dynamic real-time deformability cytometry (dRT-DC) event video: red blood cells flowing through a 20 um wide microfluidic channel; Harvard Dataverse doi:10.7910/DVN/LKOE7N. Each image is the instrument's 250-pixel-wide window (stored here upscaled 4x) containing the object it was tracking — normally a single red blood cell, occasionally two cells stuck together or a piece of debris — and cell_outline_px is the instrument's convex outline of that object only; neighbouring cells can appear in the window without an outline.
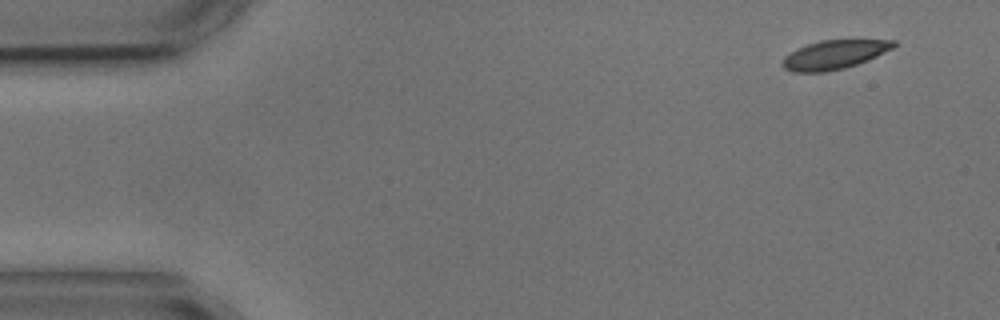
{"species": "common noctule bat (a hibernating species)", "species_latin": "Nyctalus noctula", "temperature_condition": "cold", "stored_images_in_passage": 5, "camera_frame_rate_fps": 3000, "um_per_image_px": 0.085, "animal": {"sex": "male", "body_mass_g": 17.9, "forearm_length_mm": 54.2}, "frame": {"image": 1, "passage_image": 1, "time_ms": 0.0, "image_size_px": [1000, 320], "cell_outline_px": [[896, 44], [892, 48], [868, 60], [844, 68], [824, 72], [792, 72], [784, 68], [780, 64], [784, 56], [796, 48], [820, 40], [852, 36], [896, 40]], "centroid_in_image_um": [70.96, 4.57], "position_along_channel_um": 14.0, "area_um2": 19.77}}
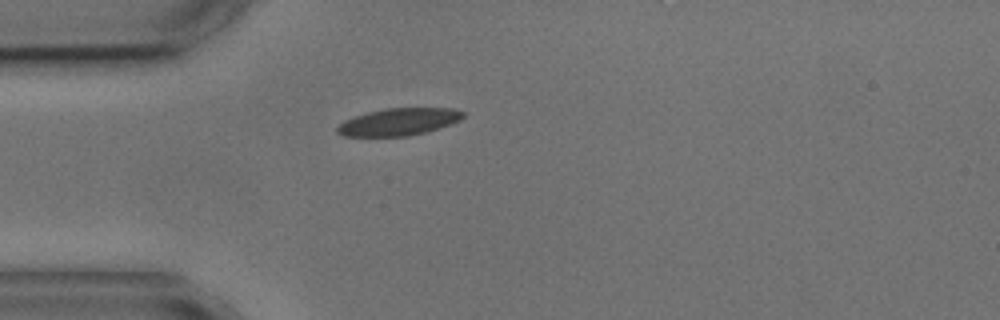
{"frame": {"image": 2, "passage_image": 4, "time_ms": 3.667, "image_size_px": [1000, 320], "cell_outline_px": [[464, 116], [460, 120], [452, 124], [424, 132], [408, 136], [344, 136], [336, 132], [336, 128], [344, 120], [368, 112], [388, 108], [452, 108], [464, 112]], "centroid_in_image_um": [33.9, 10.35], "position_along_channel_um": 51.1, "area_um2": 19.83}}